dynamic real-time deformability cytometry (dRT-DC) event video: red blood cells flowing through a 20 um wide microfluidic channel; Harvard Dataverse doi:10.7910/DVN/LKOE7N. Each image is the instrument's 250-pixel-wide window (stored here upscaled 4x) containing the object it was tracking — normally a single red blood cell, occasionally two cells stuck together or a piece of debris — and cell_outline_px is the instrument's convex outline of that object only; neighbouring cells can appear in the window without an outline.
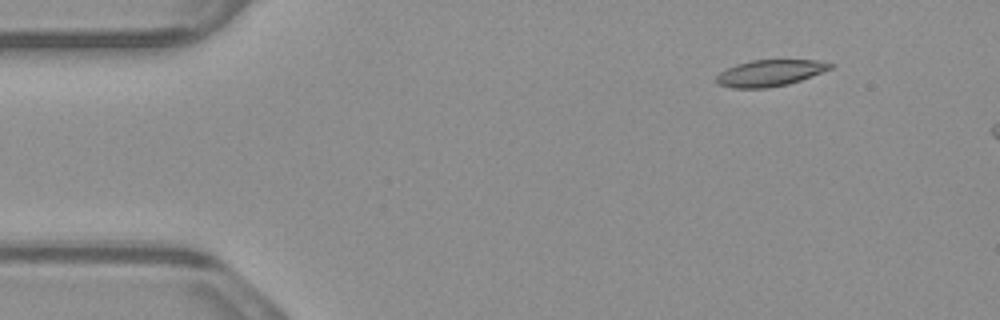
{"species": "common noctule bat (a hibernating species)", "species_latin": "Nyctalus noctula", "temperature_condition": "warm", "stored_images_in_passage": 7, "camera_frame_rate_fps": 3000, "um_per_image_px": 0.085, "animal": {"sex": "male", "body_mass_g": 23.1, "forearm_length_mm": 52.7}, "frame": {"image": 1, "passage_image": 1, "time_ms": 0.0, "image_size_px": [1000, 320], "cell_outline_px": [[836, 64], [832, 68], [800, 80], [788, 84], [768, 88], [732, 88], [720, 84], [716, 80], [716, 76], [720, 72], [736, 64], [752, 60], [816, 60]], "centroid_in_image_um": [65.45, 6.2], "position_along_channel_um": 19.5, "area_um2": 17.4}}